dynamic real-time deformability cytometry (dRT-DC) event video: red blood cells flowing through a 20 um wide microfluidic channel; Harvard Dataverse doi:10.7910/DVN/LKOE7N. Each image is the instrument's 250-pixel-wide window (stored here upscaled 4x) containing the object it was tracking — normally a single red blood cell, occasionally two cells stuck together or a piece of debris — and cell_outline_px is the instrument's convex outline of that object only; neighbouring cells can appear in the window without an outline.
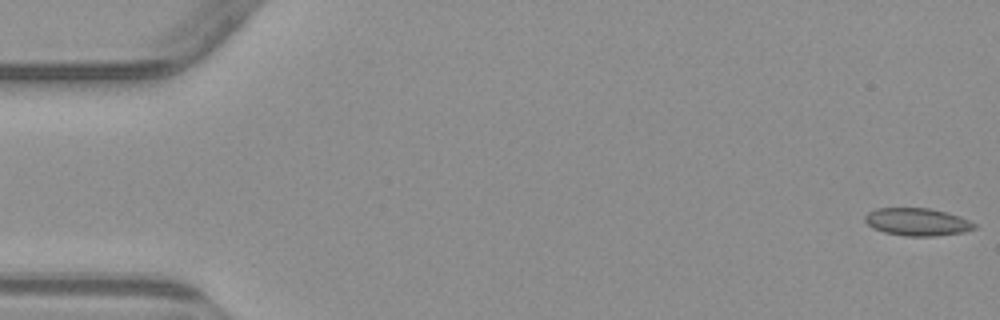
{"species": "common noctule bat (a hibernating species)", "species_latin": "Nyctalus noctula", "temperature_condition": "warm", "stored_images_in_passage": 4, "camera_frame_rate_fps": 3000, "um_per_image_px": 0.085, "animal": {"sex": "male", "body_mass_g": 23.1, "forearm_length_mm": 52.7}, "frame": {"image": 1, "passage_image": 1, "time_ms": 0.0, "image_size_px": [1000, 320], "cell_outline_px": [[976, 228], [964, 232], [932, 236], [904, 236], [884, 232], [872, 228], [864, 220], [864, 216], [868, 212], [876, 208], [928, 208], [948, 212], [960, 216], [976, 224]], "centroid_in_image_um": [77.95, 18.86], "position_along_channel_um": 7.0, "area_um2": 17.69}}
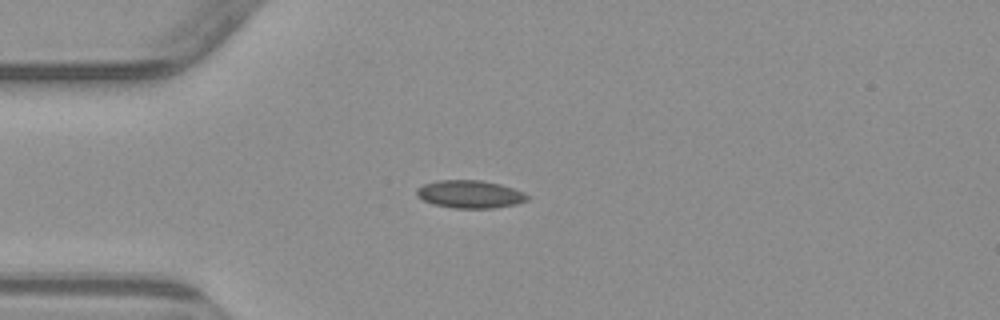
{"frame": {"image": 2, "passage_image": 4, "time_ms": 4.333, "image_size_px": [1000, 320], "cell_outline_px": [[528, 200], [516, 204], [492, 208], [452, 208], [432, 204], [416, 196], [416, 188], [424, 184], [436, 180], [480, 180], [500, 184], [524, 192], [528, 196]], "centroid_in_image_um": [39.91, 16.51], "position_along_channel_um": 45.1, "area_um2": 17.98}}